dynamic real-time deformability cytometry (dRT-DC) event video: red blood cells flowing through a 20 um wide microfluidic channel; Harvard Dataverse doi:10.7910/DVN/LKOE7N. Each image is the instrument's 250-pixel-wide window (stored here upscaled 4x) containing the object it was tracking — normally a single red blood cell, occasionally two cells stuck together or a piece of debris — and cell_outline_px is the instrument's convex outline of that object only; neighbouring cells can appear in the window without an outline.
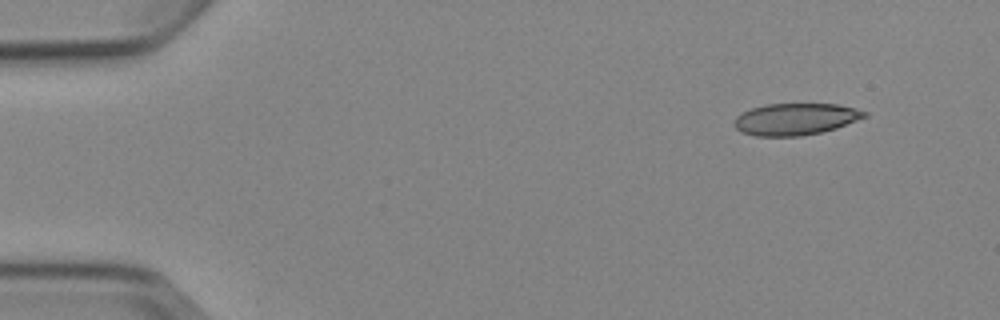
{"species": "Egyptian fruit bat (a non-hibernating species)", "species_latin": "Rousettus aegyptiacus", "temperature_condition": "cold", "stored_images_in_passage": 4, "camera_frame_rate_fps": 3000, "um_per_image_px": 0.085, "animal": {"sex": "female"}, "frame": {"image": 1, "passage_image": 1, "time_ms": 0.0, "image_size_px": [1000, 320], "cell_outline_px": [[868, 116], [836, 128], [820, 132], [800, 136], [756, 136], [740, 132], [732, 124], [736, 116], [752, 108], [764, 104], [840, 104], [856, 108], [868, 112]], "centroid_in_image_um": [67.61, 10.12], "position_along_channel_um": 17.4, "area_um2": 24.22}}
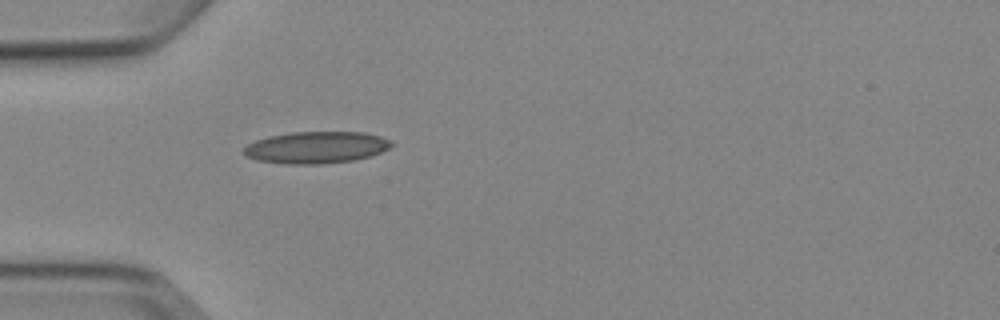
{"frame": {"image": 2, "passage_image": 4, "time_ms": 3.667, "image_size_px": [1000, 320], "cell_outline_px": [[392, 144], [388, 148], [380, 152], [368, 156], [352, 160], [320, 164], [284, 164], [256, 160], [248, 156], [244, 152], [244, 148], [248, 144], [256, 140], [268, 136], [292, 132], [364, 132], [380, 136], [392, 140]], "centroid_in_image_um": [26.87, 12.52], "position_along_channel_um": 58.1, "area_um2": 27.22}}